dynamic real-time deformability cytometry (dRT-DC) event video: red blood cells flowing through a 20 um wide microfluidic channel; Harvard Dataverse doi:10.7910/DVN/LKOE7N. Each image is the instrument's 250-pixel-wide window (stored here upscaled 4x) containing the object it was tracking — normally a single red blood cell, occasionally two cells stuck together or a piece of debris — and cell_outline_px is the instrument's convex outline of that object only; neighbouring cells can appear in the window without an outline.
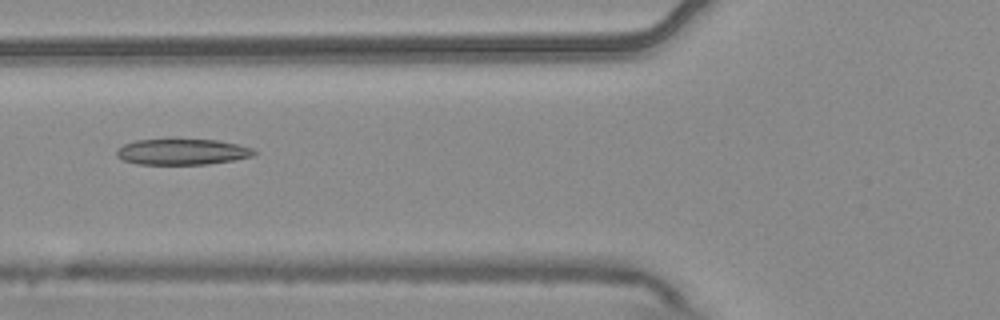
{"species": "common noctule bat (a hibernating species)", "species_latin": "Nyctalus noctula", "temperature_condition": "warm", "stored_images_in_passage": 6, "camera_frame_rate_fps": 3000, "um_per_image_px": 0.085, "animal": {"sex": "male", "body_mass_g": 20.4}, "frame": {"image": 1, "passage_image": 5, "time_ms": 1.333, "image_size_px": [1000, 320], "cell_outline_px": [[256, 152], [252, 156], [232, 160], [208, 164], [136, 164], [124, 160], [116, 156], [116, 148], [124, 144], [136, 140], [216, 140], [236, 144], [252, 148]], "centroid_in_image_um": [15.44, 12.91], "position_along_channel_um": 110.4, "area_um2": 20.46}}
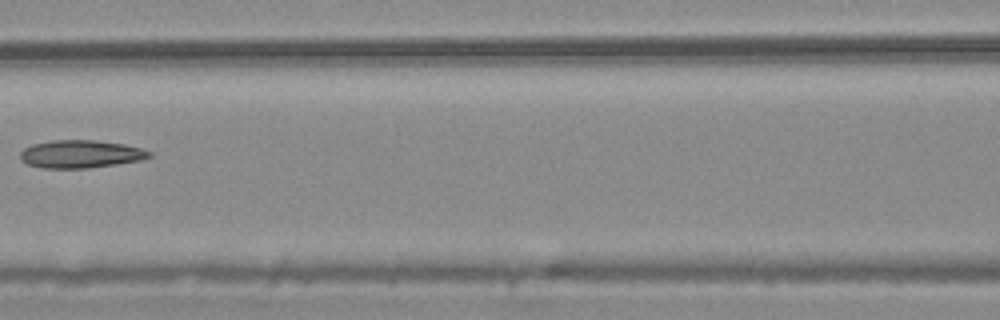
{"frame": {"image": 2, "passage_image": 6, "time_ms": 1.667, "image_size_px": [1000, 320], "cell_outline_px": [[152, 156], [140, 160], [116, 164], [88, 168], [40, 168], [28, 164], [20, 160], [20, 152], [24, 148], [32, 144], [52, 140], [96, 140], [124, 144], [140, 148], [152, 152]], "centroid_in_image_um": [6.83, 13.09], "position_along_channel_um": 159.8, "area_um2": 20.98}}